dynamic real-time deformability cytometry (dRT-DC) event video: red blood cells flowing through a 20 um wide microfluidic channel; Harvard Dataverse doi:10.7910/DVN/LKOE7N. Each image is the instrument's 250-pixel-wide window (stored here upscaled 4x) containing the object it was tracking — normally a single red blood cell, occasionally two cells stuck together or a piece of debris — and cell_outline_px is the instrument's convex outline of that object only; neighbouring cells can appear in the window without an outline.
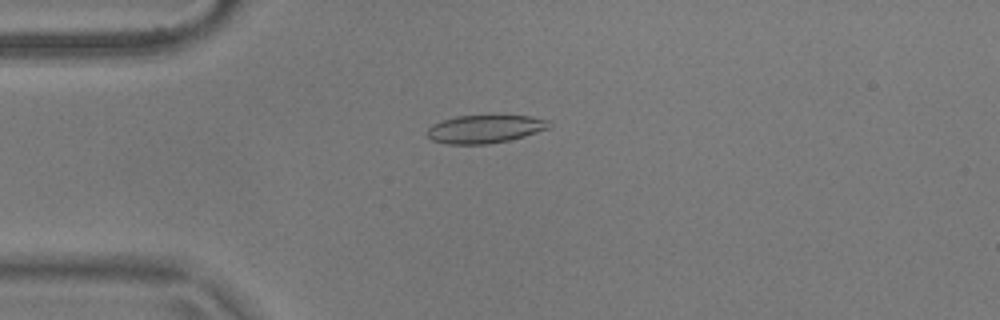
{"species": "common noctule bat (a hibernating species)", "species_latin": "Nyctalus noctula", "temperature_condition": "warm", "stored_images_in_passage": 48, "camera_frame_rate_fps": 3000, "um_per_image_px": 0.085, "animal": {"sex": "male", "body_mass_g": 17.9}, "frame": {"image": 1, "passage_image": 7, "time_ms": 2.0, "image_size_px": [1000, 320], "cell_outline_px": [[552, 124], [548, 128], [524, 136], [508, 140], [488, 144], [448, 144], [432, 140], [424, 132], [432, 124], [456, 116], [532, 116], [552, 120]], "centroid_in_image_um": [41.22, 10.96], "position_along_channel_um": 43.8, "area_um2": 19.94}}
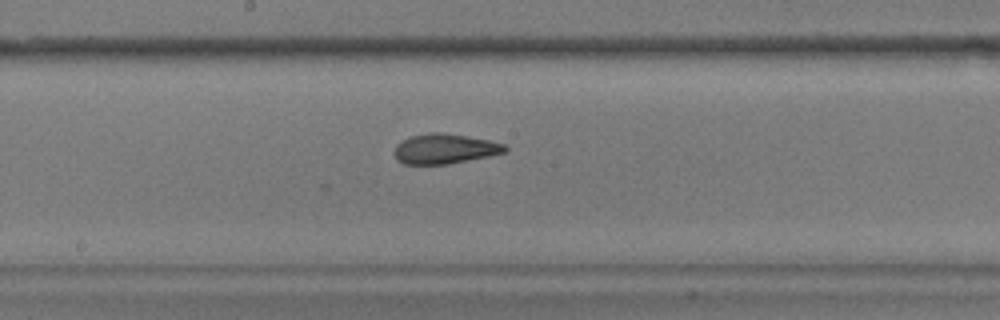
{"frame": {"image": 2, "passage_image": 22, "time_ms": 7.0, "image_size_px": [1000, 320], "cell_outline_px": [[508, 148], [504, 152], [488, 156], [448, 164], [404, 164], [396, 160], [396, 144], [408, 136], [428, 132], [444, 132], [488, 140], [504, 144]], "centroid_in_image_um": [37.77, 12.63], "position_along_channel_um": 210.4, "area_um2": 19.25}}
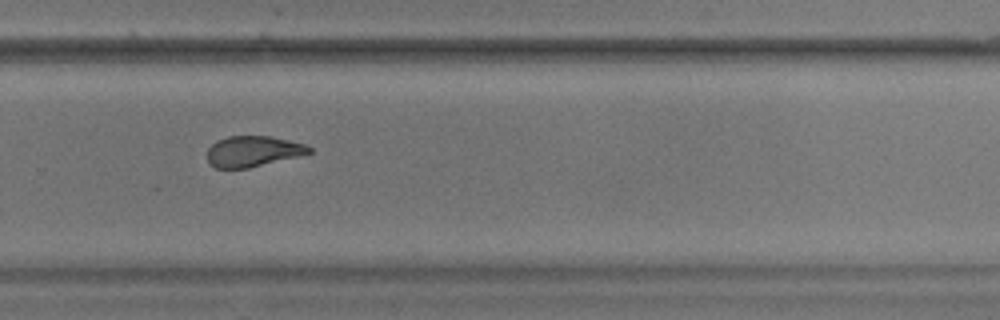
{"frame": {"image": 3, "passage_image": 30, "time_ms": 9.667, "image_size_px": [1000, 320], "cell_outline_px": [[312, 152], [248, 168], [216, 168], [208, 164], [208, 148], [216, 140], [228, 136], [272, 136], [304, 144], [312, 148]], "centroid_in_image_um": [21.46, 12.85], "position_along_channel_um": 308.3, "area_um2": 18.09}, "authors_computed_cell_mechanics": {"area_um2": 19.8832, "velocity_mm_per_s": 3.6832, "shape_relaxation_time_tau1_ms": 5.7305, "shape_relaxation_time_tau2_ms": 1.1011, "deformation_change_tau1": 0.1846, "deformation_change_tau2": 0.0816}}